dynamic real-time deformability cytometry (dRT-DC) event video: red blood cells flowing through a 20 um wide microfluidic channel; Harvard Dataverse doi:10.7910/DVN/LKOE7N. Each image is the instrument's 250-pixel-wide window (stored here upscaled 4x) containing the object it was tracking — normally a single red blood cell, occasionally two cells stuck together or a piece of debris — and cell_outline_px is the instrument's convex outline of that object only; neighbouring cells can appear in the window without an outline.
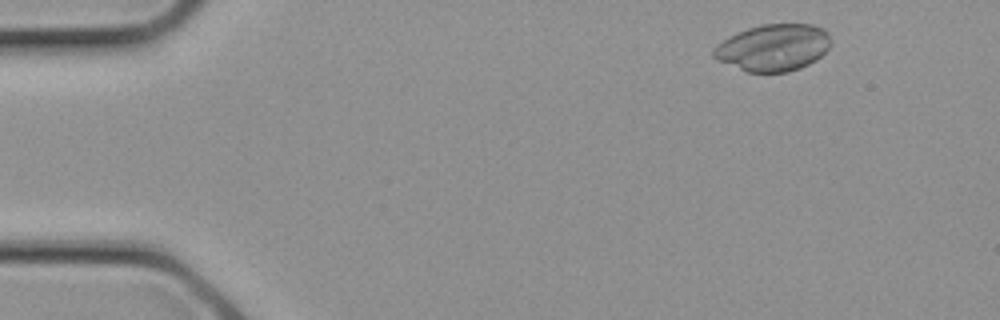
{"species": "common noctule bat (a hibernating species)", "species_latin": "Nyctalus noctula", "temperature_condition": "cold", "stored_images_in_passage": 9, "camera_frame_rate_fps": 3000, "um_per_image_px": 0.085, "animal": {"sex": "female", "body_mass_g": 21.9}, "frame": {"image": 1, "passage_image": 2, "time_ms": 0.333, "image_size_px": [1000, 320], "cell_outline_px": [[832, 44], [816, 60], [800, 68], [788, 72], [748, 72], [716, 60], [712, 56], [712, 48], [716, 44], [728, 36], [748, 28], [764, 24], [812, 24], [824, 28], [828, 32], [832, 40]], "centroid_in_image_um": [65.72, 4.04], "position_along_channel_um": 19.3, "area_um2": 32.31}}
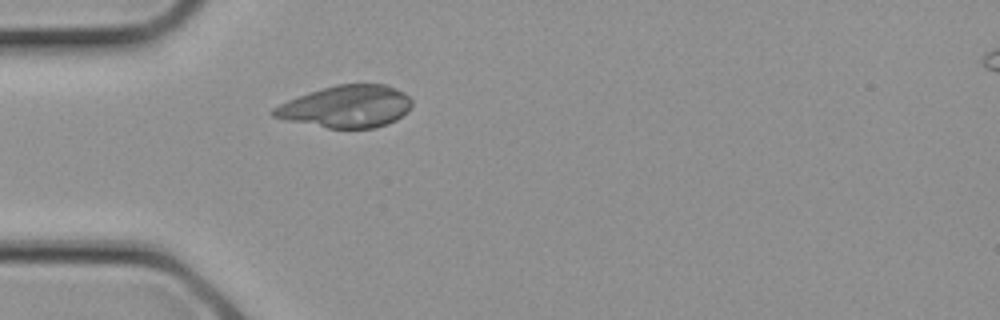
{"frame": {"image": 2, "passage_image": 7, "time_ms": 2.0, "image_size_px": [1000, 320], "cell_outline_px": [[412, 104], [408, 112], [396, 120], [388, 124], [376, 128], [328, 128], [288, 120], [272, 116], [268, 112], [272, 108], [288, 100], [336, 84], [384, 84], [396, 88], [404, 92], [412, 100]], "centroid_in_image_um": [29.47, 9.06], "position_along_channel_um": 55.5, "area_um2": 33.87}}
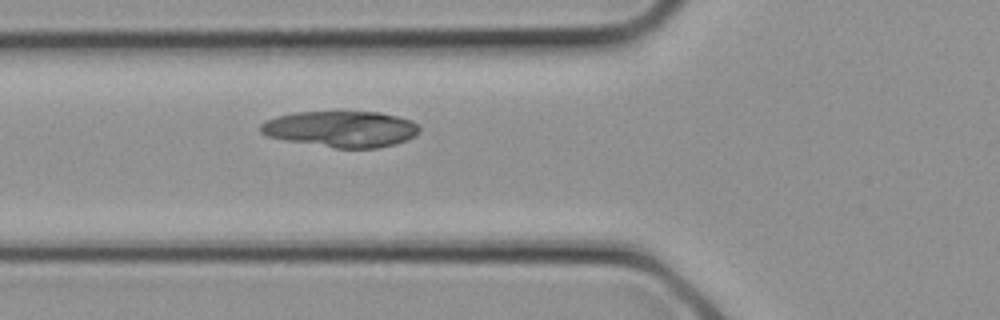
{"frame": {"image": 3, "passage_image": 9, "time_ms": 2.667, "image_size_px": [1000, 320], "cell_outline_px": [[420, 128], [412, 136], [396, 144], [376, 148], [336, 148], [284, 140], [268, 136], [260, 132], [260, 124], [264, 120], [276, 116], [296, 112], [380, 112], [412, 120]], "centroid_in_image_um": [28.94, 10.96], "position_along_channel_um": 96.9, "area_um2": 33.29}}